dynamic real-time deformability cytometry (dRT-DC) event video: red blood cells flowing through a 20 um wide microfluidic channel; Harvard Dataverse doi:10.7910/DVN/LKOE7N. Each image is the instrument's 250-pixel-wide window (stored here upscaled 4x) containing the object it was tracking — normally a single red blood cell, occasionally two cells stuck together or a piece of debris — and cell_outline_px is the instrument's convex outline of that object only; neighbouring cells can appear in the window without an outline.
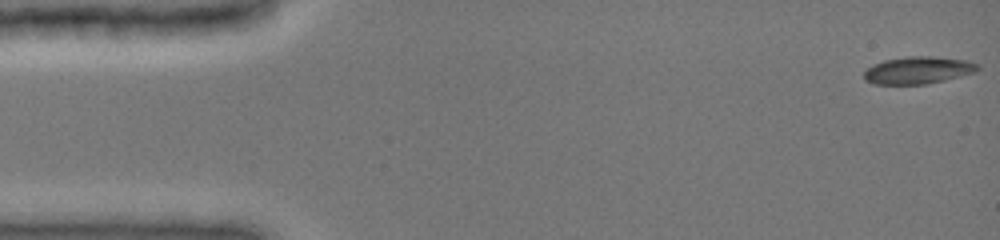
{"species": "common noctule bat (a hibernating species)", "species_latin": "Nyctalus noctula", "temperature_condition": "cold", "stored_images_in_passage": 47, "camera_frame_rate_fps": 3000, "um_per_image_px": 0.085, "animal": {"sex": "female", "body_mass_g": 19.0, "forearm_length_mm": 51.5}, "frame": {"image": 1, "passage_image": 1, "time_ms": 0.0, "image_size_px": [1000, 240], "cell_outline_px": [[980, 68], [976, 72], [944, 80], [924, 84], [872, 84], [864, 80], [864, 72], [872, 64], [884, 60], [908, 56], [932, 56], [968, 60], [980, 64]], "centroid_in_image_um": [78.04, 5.96], "position_along_channel_um": 7.0, "area_um2": 18.21}}
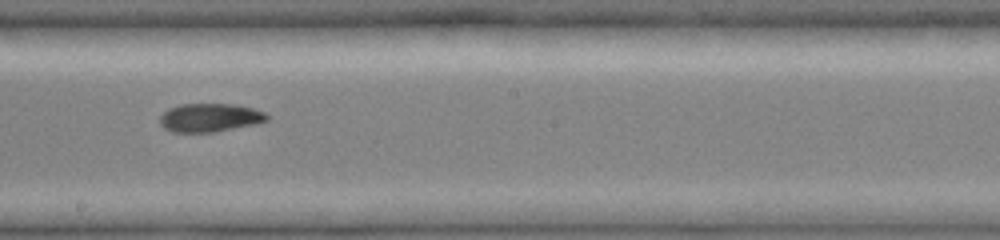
{"frame": {"image": 2, "passage_image": 27, "time_ms": 8.667, "image_size_px": [1000, 240], "cell_outline_px": [[268, 120], [256, 124], [212, 132], [172, 132], [164, 128], [160, 124], [160, 116], [168, 108], [180, 104], [236, 104], [252, 108], [264, 112], [268, 116]], "centroid_in_image_um": [17.82, 9.99], "position_along_channel_um": 230.4, "area_um2": 17.74}}
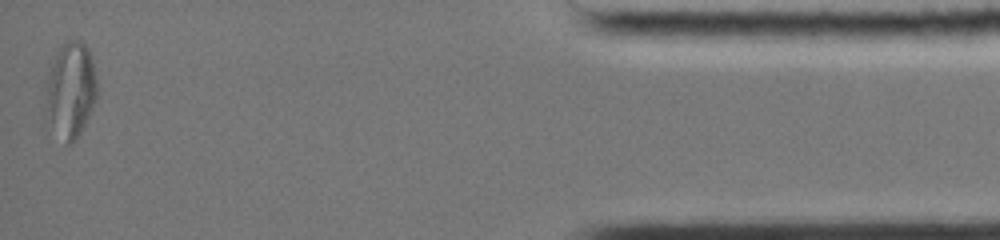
{"frame": {"image": 3, "passage_image": 47, "time_ms": 15.333, "image_size_px": [1000, 240], "cell_outline_px": [[96, 100], [76, 140], [68, 144], [44, 120], [44, 80], [52, 56], [56, 48], [68, 40], [80, 40], [88, 48], [92, 56], [96, 80]], "centroid_in_image_um": [5.91, 7.6], "position_along_channel_um": 429.3, "area_um2": 29.71}, "authors_computed_cell_mechanics": {"area_um2": 18.1492, "velocity_mm_per_s": 4.0063, "shape_relaxation_time_tau1_ms": null, "shape_relaxation_time_tau2_ms": 2.0663, "deformation_change_tau1": null, "deformation_change_tau2": 0.0592}}